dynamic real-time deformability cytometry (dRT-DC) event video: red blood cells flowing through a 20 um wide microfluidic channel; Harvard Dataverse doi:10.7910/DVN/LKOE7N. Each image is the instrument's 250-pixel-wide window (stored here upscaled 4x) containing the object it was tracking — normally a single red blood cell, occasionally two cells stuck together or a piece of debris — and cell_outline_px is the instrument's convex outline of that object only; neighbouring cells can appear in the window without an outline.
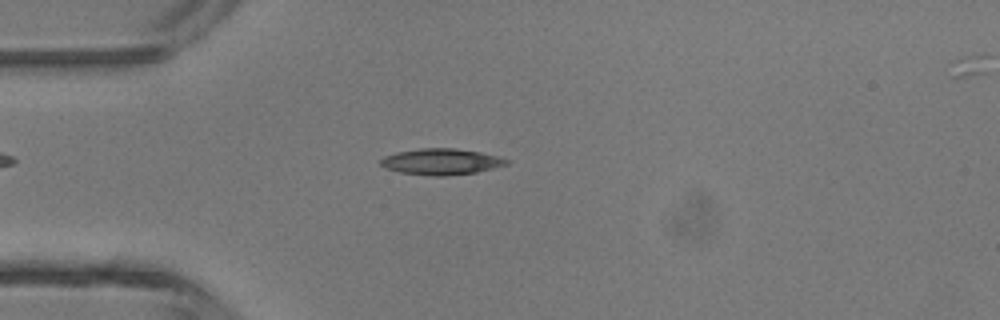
{"species": "common noctule bat (a hibernating species)", "species_latin": "Nyctalus noctula", "temperature_condition": "room temperature", "stored_images_in_passage": 6, "camera_frame_rate_fps": 3000, "um_per_image_px": 0.085, "animal": {"sex": "male", "body_mass_g": 13.3}, "frame": {"image": 1, "passage_image": 5, "time_ms": 1.333, "image_size_px": [1000, 320], "cell_outline_px": [[508, 164], [476, 172], [448, 176], [432, 176], [400, 172], [384, 168], [380, 164], [380, 160], [384, 156], [396, 152], [420, 148], [456, 148], [480, 152], [496, 156], [508, 160]], "centroid_in_image_um": [37.46, 13.74], "position_along_channel_um": 47.5, "area_um2": 19.13}}